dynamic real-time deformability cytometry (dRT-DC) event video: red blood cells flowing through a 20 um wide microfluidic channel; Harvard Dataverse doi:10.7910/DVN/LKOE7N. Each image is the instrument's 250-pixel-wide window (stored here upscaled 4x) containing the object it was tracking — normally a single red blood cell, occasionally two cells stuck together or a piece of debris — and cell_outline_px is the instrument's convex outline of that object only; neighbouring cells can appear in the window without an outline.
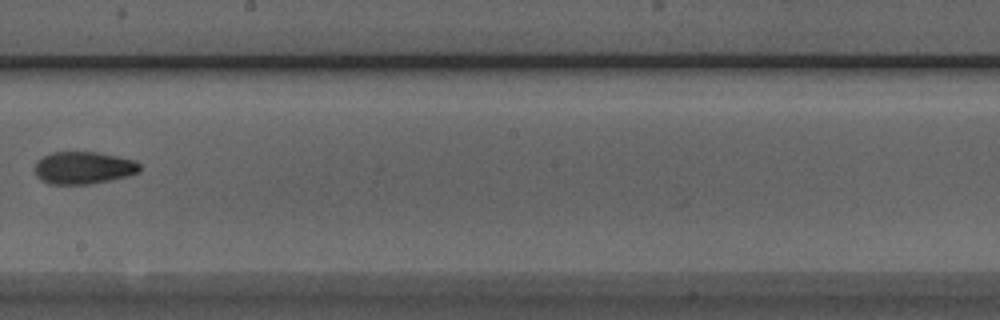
{"species": "Egyptian fruit bat (a non-hibernating species)", "species_latin": "Rousettus aegyptiacus", "temperature_condition": "room temperature", "stored_images_in_passage": 9, "camera_frame_rate_fps": 3000, "um_per_image_px": 0.085, "animal": {"sex": "male"}, "frame": {"image": 1, "passage_image": 9, "time_ms": 10.0, "image_size_px": [1000, 320], "cell_outline_px": [[140, 172], [128, 176], [112, 180], [88, 184], [48, 184], [40, 180], [36, 176], [36, 160], [52, 152], [96, 152], [136, 160], [140, 164]], "centroid_in_image_um": [7.11, 14.27], "position_along_channel_um": 241.1, "area_um2": 19.94}}